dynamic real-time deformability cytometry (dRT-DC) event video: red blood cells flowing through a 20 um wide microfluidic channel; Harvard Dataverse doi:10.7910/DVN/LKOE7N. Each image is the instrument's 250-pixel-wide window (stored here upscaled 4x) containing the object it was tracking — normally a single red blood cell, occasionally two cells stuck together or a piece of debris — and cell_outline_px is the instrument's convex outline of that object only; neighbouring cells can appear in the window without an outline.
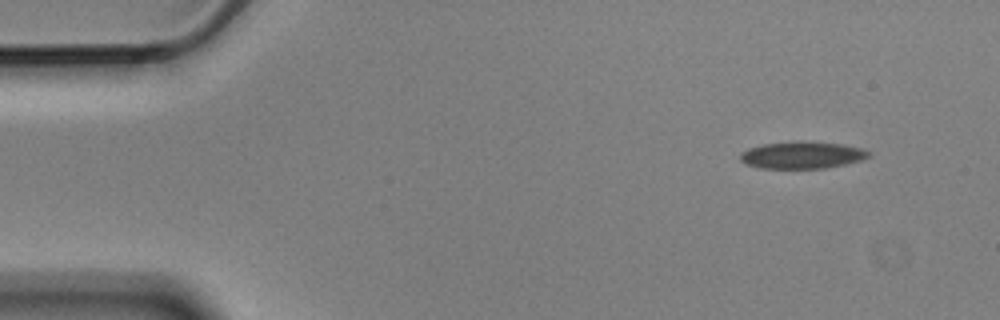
{"species": "Egyptian fruit bat (a non-hibernating species)", "species_latin": "Rousettus aegyptiacus", "temperature_condition": "cold", "stored_images_in_passage": 3, "camera_frame_rate_fps": 3000, "um_per_image_px": 0.085, "animal": {"sex": "male"}, "frame": {"image": 1, "passage_image": 1, "time_ms": 0.0, "image_size_px": [1000, 320], "cell_outline_px": [[872, 156], [864, 160], [824, 168], [760, 168], [748, 164], [740, 160], [740, 152], [748, 148], [764, 144], [844, 144], [860, 148], [872, 152]], "centroid_in_image_um": [68.22, 13.23], "position_along_channel_um": 16.8, "area_um2": 19.31}}
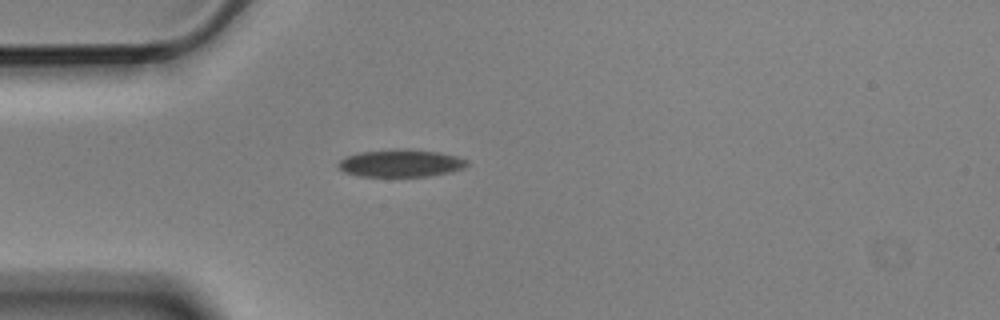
{"frame": {"image": 2, "passage_image": 3, "time_ms": 0.667, "image_size_px": [1000, 320], "cell_outline_px": [[468, 164], [464, 168], [452, 172], [428, 176], [360, 176], [344, 172], [336, 168], [336, 164], [344, 156], [360, 152], [440, 152], [456, 156], [468, 160]], "centroid_in_image_um": [34.04, 13.93], "position_along_channel_um": 51.0, "area_um2": 19.71}}